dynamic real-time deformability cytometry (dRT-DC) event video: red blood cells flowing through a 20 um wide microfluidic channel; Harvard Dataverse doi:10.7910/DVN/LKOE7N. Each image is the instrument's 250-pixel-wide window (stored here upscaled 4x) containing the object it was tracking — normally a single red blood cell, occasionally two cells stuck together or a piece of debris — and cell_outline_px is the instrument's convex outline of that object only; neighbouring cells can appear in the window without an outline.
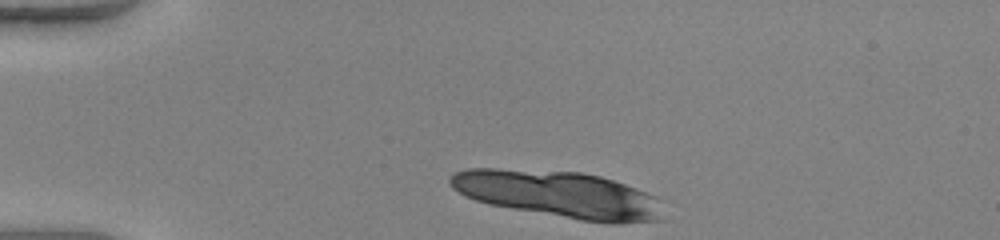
{"species": "human", "species_latin": "Homo sapiens", "temperature_condition": "warm", "stored_images_in_passage": 10, "camera_frame_rate_fps": 3000, "um_per_image_px": 0.085, "donor": {"sex": "female"}, "frame": {"image": 1, "passage_image": 1, "time_ms": 0.0, "image_size_px": [1000, 240], "cell_outline_px": [[660, 220], [620, 224], [612, 224], [580, 220], [488, 204], [476, 200], [452, 188], [448, 184], [448, 180], [456, 172], [468, 168], [496, 168], [580, 172], [600, 176], [636, 188], [652, 196]], "centroid_in_image_um": [47.39, 16.51], "position_along_channel_um": 37.6, "area_um2": 57.11}}